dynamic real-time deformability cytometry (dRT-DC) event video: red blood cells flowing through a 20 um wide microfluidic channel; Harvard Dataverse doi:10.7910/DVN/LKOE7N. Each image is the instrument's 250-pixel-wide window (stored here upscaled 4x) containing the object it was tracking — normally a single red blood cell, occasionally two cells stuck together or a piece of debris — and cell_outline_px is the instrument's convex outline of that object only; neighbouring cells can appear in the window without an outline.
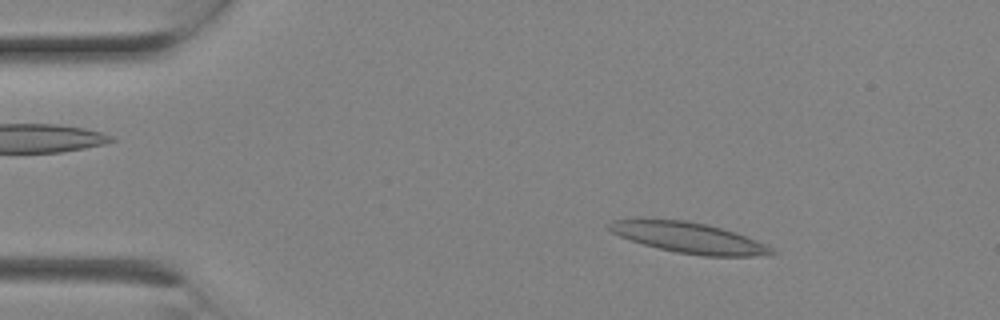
{"species": "Egyptian fruit bat (a non-hibernating species)", "species_latin": "Rousettus aegyptiacus", "temperature_condition": "room temperature", "stored_images_in_passage": 2, "camera_frame_rate_fps": 3000, "um_per_image_px": 0.085, "animal": {"sex": "female"}, "frame": {"image": 1, "passage_image": 2, "time_ms": 0.333, "image_size_px": [1000, 320], "cell_outline_px": [[780, 252], [752, 256], [704, 256], [676, 252], [644, 244], [620, 236], [612, 232], [608, 228], [608, 224], [612, 220], [640, 216], [684, 220], [708, 224], [736, 232], [768, 244]], "centroid_in_image_um": [58.52, 20.16], "position_along_channel_um": 26.5, "area_um2": 29.71}}